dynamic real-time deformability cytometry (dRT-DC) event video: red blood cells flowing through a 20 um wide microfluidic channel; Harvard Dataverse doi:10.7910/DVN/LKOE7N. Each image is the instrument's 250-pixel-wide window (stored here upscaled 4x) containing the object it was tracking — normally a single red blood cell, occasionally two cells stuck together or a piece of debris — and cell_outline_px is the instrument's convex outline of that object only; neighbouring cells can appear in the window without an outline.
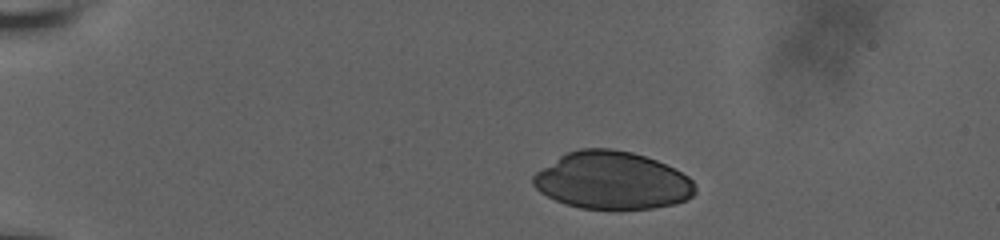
{"species": "human", "species_latin": "Homo sapiens", "temperature_condition": "room temperature", "stored_images_in_passage": 39, "camera_frame_rate_fps": 3000, "um_per_image_px": 0.085, "donor": {"sex": "male"}, "frame": {"image": 1, "passage_image": 1, "time_ms": 0.0, "image_size_px": [1000, 240], "cell_outline_px": [[696, 192], [692, 196], [676, 204], [652, 208], [580, 208], [564, 204], [540, 192], [532, 184], [532, 176], [536, 172], [560, 156], [568, 152], [580, 148], [612, 148], [632, 152], [656, 160], [688, 176], [696, 184]], "centroid_in_image_um": [52.03, 15.34], "position_along_channel_um": 33.0, "area_um2": 54.1}}
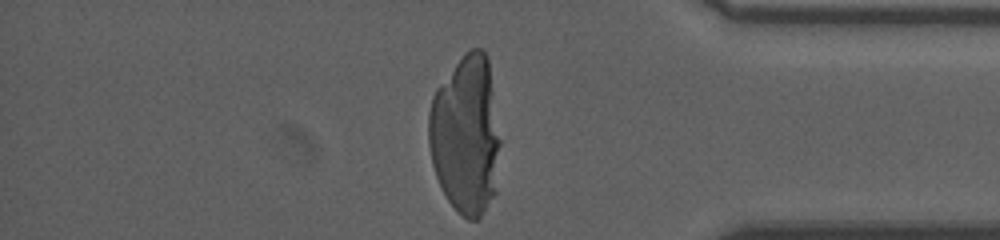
{"frame": {"image": 2, "passage_image": 39, "time_ms": 12.667, "image_size_px": [1000, 240], "cell_outline_px": [[500, 144], [496, 192], [480, 216], [476, 220], [468, 220], [456, 212], [448, 200], [436, 176], [432, 164], [428, 144], [428, 112], [432, 96], [436, 88], [464, 52], [472, 48], [480, 48], [488, 56], [500, 140]], "centroid_in_image_um": [39.58, 11.46], "position_along_channel_um": 395.6, "area_um2": 66.76}}